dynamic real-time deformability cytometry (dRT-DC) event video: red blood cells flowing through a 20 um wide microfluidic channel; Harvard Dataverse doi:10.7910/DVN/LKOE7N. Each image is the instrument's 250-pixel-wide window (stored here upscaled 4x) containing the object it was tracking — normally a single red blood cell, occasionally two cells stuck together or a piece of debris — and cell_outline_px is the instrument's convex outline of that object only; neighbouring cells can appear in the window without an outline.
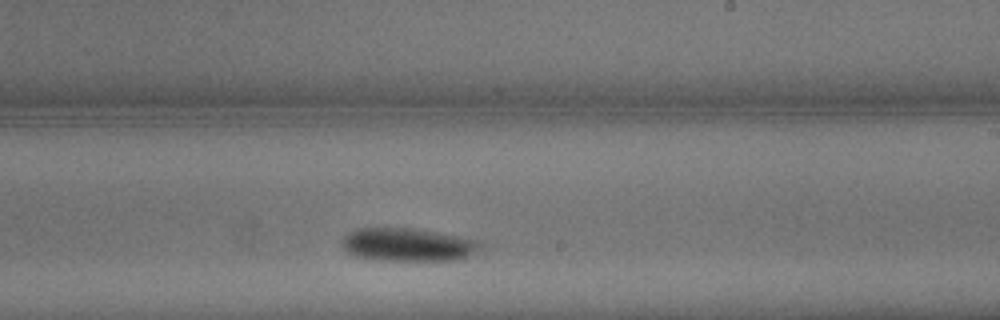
{"species": "common noctule bat (a hibernating species)", "species_latin": "Nyctalus noctula", "temperature_condition": "warm", "stored_images_in_passage": 12, "camera_frame_rate_fps": 3000, "um_per_image_px": 0.085, "animal": {"sex": "male", "body_mass_g": 13.3}, "frame": {"image": 1, "passage_image": 9, "time_ms": 2.667, "image_size_px": [1000, 320], "cell_outline_px": [[484, 248], [464, 260], [376, 260], [356, 256], [348, 252], [344, 248], [340, 240], [348, 232], [356, 228], [412, 228], [464, 236], [484, 240]], "centroid_in_image_um": [34.79, 20.79], "position_along_channel_um": 254.2, "area_um2": 27.51}}